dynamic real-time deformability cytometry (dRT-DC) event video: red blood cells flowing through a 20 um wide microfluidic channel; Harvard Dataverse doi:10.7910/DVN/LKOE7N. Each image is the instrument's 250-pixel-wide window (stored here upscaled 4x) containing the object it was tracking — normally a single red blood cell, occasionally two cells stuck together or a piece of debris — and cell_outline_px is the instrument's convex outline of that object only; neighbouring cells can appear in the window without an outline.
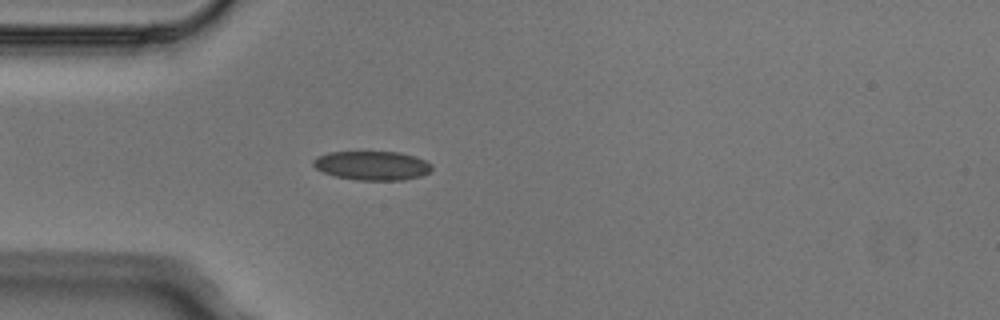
{"species": "Egyptian fruit bat (a non-hibernating species)", "species_latin": "Rousettus aegyptiacus", "temperature_condition": "cold", "stored_images_in_passage": 1, "camera_frame_rate_fps": 3000, "um_per_image_px": 0.085, "animal": {"sex": "male"}, "frame": {"image": 1, "passage_image": 1, "time_ms": 0.0, "image_size_px": [1000, 320], "cell_outline_px": [[432, 168], [428, 172], [420, 176], [400, 180], [356, 180], [336, 176], [324, 172], [316, 168], [312, 164], [312, 160], [328, 152], [400, 152], [416, 156], [432, 164]], "centroid_in_image_um": [31.64, 14.07], "position_along_channel_um": 53.4, "area_um2": 19.94}}